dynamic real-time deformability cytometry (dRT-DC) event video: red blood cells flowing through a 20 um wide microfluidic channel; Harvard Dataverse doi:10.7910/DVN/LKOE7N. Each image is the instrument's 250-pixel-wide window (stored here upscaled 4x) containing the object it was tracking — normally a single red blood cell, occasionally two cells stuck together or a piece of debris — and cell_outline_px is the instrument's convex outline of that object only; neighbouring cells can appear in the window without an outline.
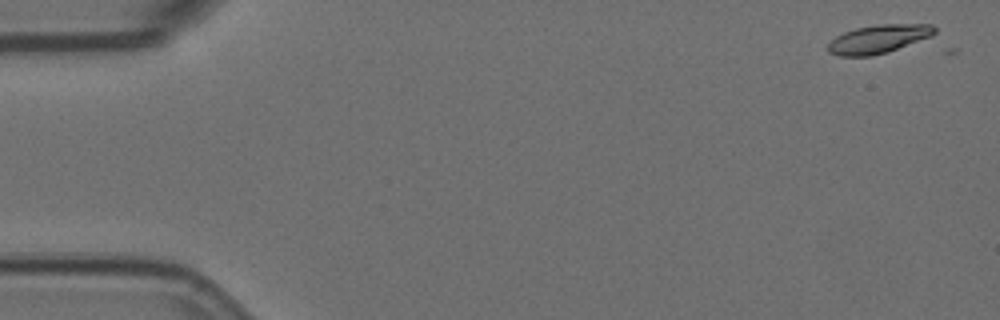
{"species": "Egyptian fruit bat (a non-hibernating species)", "species_latin": "Rousettus aegyptiacus", "temperature_condition": "room temperature", "stored_images_in_passage": 3, "camera_frame_rate_fps": 3000, "um_per_image_px": 0.085, "animal": {"sex": "female"}, "frame": {"image": 1, "passage_image": 1, "time_ms": 0.0, "image_size_px": [1000, 320], "cell_outline_px": [[936, 32], [932, 36], [888, 52], [872, 56], [840, 56], [828, 52], [828, 44], [836, 36], [844, 32], [856, 28], [876, 24], [932, 24], [936, 28]], "centroid_in_image_um": [74.68, 3.31], "position_along_channel_um": 10.3, "area_um2": 17.74}}